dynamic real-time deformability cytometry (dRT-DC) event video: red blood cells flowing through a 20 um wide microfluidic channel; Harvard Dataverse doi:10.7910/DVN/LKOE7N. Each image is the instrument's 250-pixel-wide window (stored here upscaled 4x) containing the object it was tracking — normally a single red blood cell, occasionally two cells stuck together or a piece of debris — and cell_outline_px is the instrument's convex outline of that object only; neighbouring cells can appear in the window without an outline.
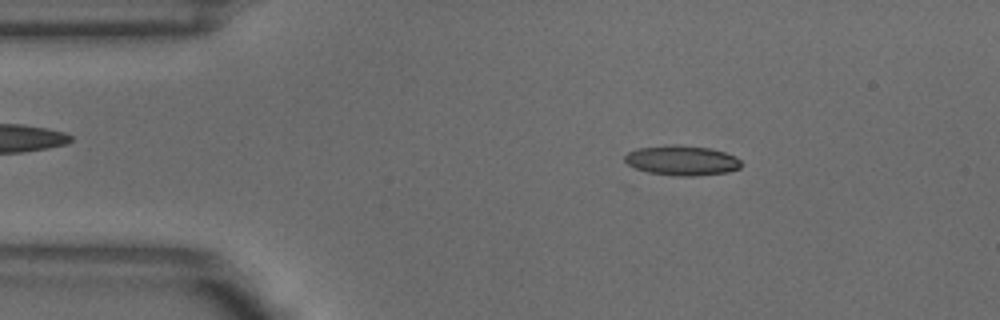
{"species": "common noctule bat (a hibernating species)", "species_latin": "Nyctalus noctula", "temperature_condition": "warm", "stored_images_in_passage": 2, "camera_frame_rate_fps": 3000, "um_per_image_px": 0.085, "animal": {"sex": "male", "body_mass_g": 18.8}, "frame": {"image": 1, "passage_image": 1, "time_ms": 0.0, "image_size_px": [1000, 320], "cell_outline_px": [[740, 168], [728, 172], [696, 176], [676, 176], [648, 172], [636, 168], [628, 164], [624, 160], [624, 156], [628, 152], [636, 148], [664, 144], [676, 144], [712, 148], [736, 156], [740, 160]], "centroid_in_image_um": [57.95, 13.62], "position_along_channel_um": 27.1, "area_um2": 20.58}}